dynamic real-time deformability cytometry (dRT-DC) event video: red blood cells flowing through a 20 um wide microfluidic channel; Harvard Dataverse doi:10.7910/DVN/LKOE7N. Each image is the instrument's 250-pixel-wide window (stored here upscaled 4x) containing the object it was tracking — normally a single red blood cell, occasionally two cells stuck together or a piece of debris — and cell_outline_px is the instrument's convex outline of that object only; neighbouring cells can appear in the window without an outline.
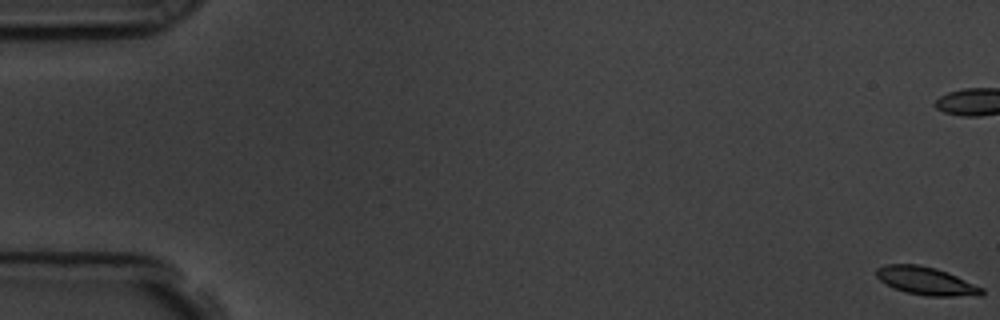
{"species": "common noctule bat (a hibernating species)", "species_latin": "Nyctalus noctula", "temperature_condition": "room temperature", "stored_images_in_passage": 59, "camera_frame_rate_fps": 3000, "um_per_image_px": 0.085, "animal": {"sex": "male", "body_mass_g": 19.5, "forearm_length_mm": 54.6}, "frame": {"image": 1, "passage_image": 1, "time_ms": 0.0, "image_size_px": [1000, 320], "cell_outline_px": [[984, 292], [980, 296], [928, 296], [908, 292], [896, 288], [880, 280], [876, 276], [876, 268], [884, 264], [920, 264], [936, 268], [948, 272], [984, 288]], "centroid_in_image_um": [78.75, 23.87], "position_along_channel_um": 6.2, "area_um2": 17.17}, "authors_computed_cell_mechanics": {"area_um2": 17.8024, "velocity_mm_per_s": 3.5652, "shape_relaxation_time_tau1_ms": null, "shape_relaxation_time_tau2_ms": 3.2566, "deformation_change_tau1": null, "deformation_change_tau2": 0.0619}}